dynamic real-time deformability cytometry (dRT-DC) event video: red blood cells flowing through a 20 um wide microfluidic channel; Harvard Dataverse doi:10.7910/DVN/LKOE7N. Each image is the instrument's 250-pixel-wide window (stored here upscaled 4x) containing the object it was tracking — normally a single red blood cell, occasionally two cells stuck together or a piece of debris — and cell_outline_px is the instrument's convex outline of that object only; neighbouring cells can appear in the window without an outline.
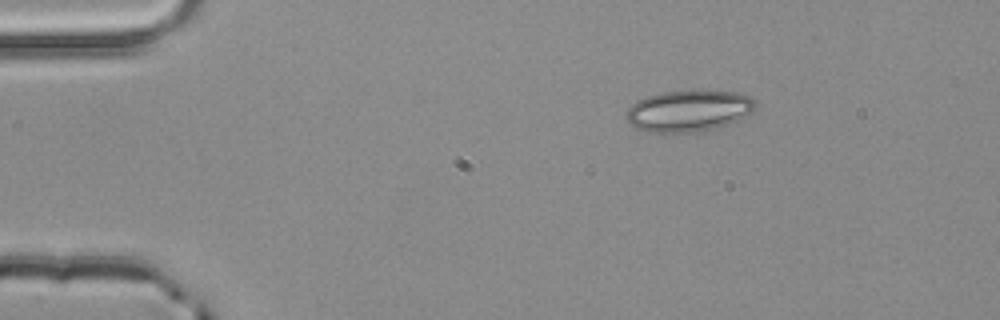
{"species": "common noctule bat (a hibernating species)", "species_latin": "Nyctalus noctula", "temperature_condition": "room temperature", "stored_images_in_passage": 2, "camera_frame_rate_fps": 3000, "um_per_image_px": 0.085, "animal": {"sex": "male", "body_mass_g": 20.4}, "frame": {"image": 1, "passage_image": 1, "time_ms": 0.0, "image_size_px": [1000, 320], "cell_outline_px": [[756, 108], [740, 120], [728, 124], [696, 132], [664, 136], [648, 132], [636, 128], [628, 124], [624, 116], [628, 108], [632, 104], [648, 96], [664, 92], [736, 92], [748, 96], [756, 100]], "centroid_in_image_um": [58.48, 9.49], "position_along_channel_um": 26.5, "area_um2": 31.44}}